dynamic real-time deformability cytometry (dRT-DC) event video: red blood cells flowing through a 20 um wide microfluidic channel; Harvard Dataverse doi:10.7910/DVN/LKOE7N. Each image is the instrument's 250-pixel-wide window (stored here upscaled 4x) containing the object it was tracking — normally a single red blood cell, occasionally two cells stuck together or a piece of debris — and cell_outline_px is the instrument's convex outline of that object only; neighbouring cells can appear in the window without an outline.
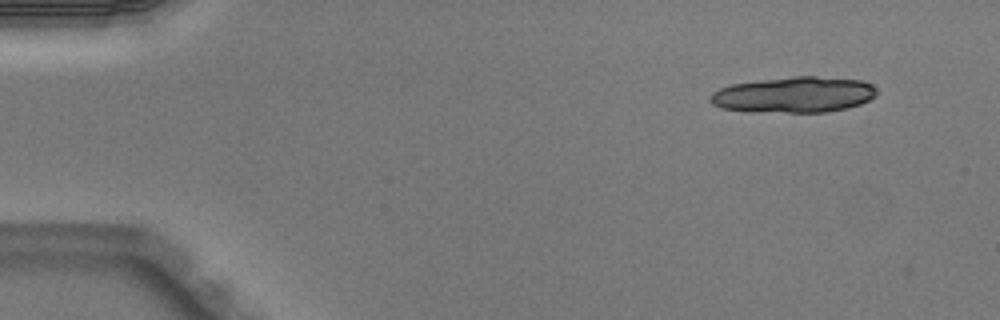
{"species": "Egyptian fruit bat (a non-hibernating species)", "species_latin": "Rousettus aegyptiacus", "temperature_condition": "warm", "stored_images_in_passage": 3, "camera_frame_rate_fps": 3000, "um_per_image_px": 0.085, "animal": {"sex": "male"}, "frame": {"image": 1, "passage_image": 1, "time_ms": 0.0, "image_size_px": [1000, 320], "cell_outline_px": [[876, 96], [860, 104], [828, 112], [748, 112], [720, 108], [712, 104], [708, 100], [708, 96], [712, 92], [720, 88], [732, 84], [760, 80], [792, 76], [816, 76], [860, 80], [872, 84], [876, 88]], "centroid_in_image_um": [67.44, 8.05], "position_along_channel_um": 17.6, "area_um2": 35.03}}